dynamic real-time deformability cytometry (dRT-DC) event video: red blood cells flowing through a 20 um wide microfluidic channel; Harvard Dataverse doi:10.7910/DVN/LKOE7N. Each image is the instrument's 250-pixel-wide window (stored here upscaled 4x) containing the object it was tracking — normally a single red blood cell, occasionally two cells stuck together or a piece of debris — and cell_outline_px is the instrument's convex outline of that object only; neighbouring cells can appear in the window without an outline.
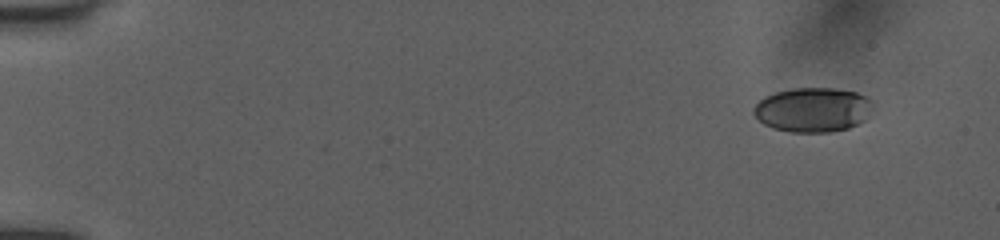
{"species": "human", "species_latin": "Homo sapiens", "temperature_condition": "room temperature", "stored_images_in_passage": 6, "camera_frame_rate_fps": 3000, "um_per_image_px": 0.085, "donor": {"sex": "female"}, "frame": {"image": 1, "passage_image": 1, "time_ms": 0.0, "image_size_px": [1000, 240], "cell_outline_px": [[872, 100], [864, 120], [848, 128], [828, 132], [792, 132], [776, 128], [764, 124], [752, 112], [752, 108], [764, 96], [776, 92], [792, 88], [836, 88], [856, 92], [868, 96]], "centroid_in_image_um": [69.06, 9.31], "position_along_channel_um": 15.9, "area_um2": 30.63}}